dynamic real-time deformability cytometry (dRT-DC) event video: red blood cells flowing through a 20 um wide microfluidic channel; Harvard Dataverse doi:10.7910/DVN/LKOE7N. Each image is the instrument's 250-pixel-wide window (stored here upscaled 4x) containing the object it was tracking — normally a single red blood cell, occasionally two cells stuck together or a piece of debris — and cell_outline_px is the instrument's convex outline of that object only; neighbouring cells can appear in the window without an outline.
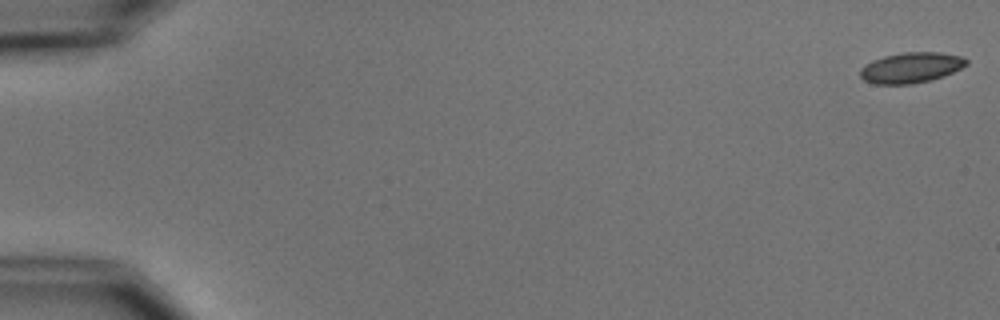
{"species": "common noctule bat (a hibernating species)", "species_latin": "Nyctalus noctula", "temperature_condition": "cold", "stored_images_in_passage": 7, "camera_frame_rate_fps": 3000, "um_per_image_px": 0.085, "animal": {"sex": "male", "body_mass_g": 15.6}, "frame": {"image": 1, "passage_image": 1, "time_ms": 0.0, "image_size_px": [1000, 320], "cell_outline_px": [[968, 64], [944, 76], [932, 80], [912, 84], [872, 84], [864, 80], [860, 76], [860, 68], [872, 60], [884, 56], [904, 52], [940, 52], [964, 56], [968, 60]], "centroid_in_image_um": [77.45, 5.75], "position_along_channel_um": 7.6, "area_um2": 19.07}}
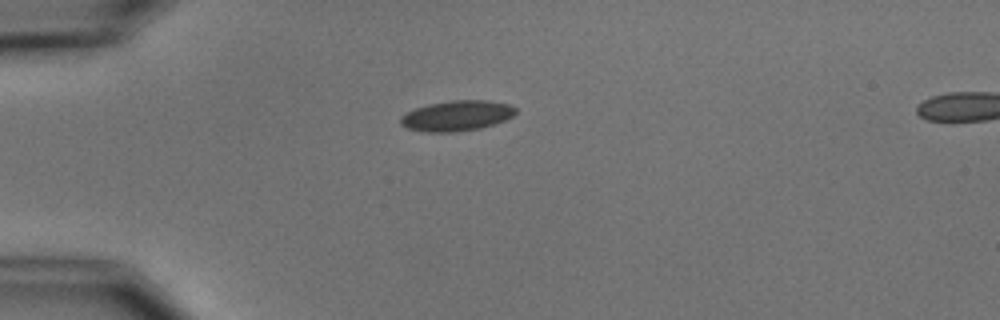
{"frame": {"image": 2, "passage_image": 5, "time_ms": 4.667, "image_size_px": [1000, 320], "cell_outline_px": [[516, 112], [512, 116], [504, 120], [480, 128], [452, 132], [428, 132], [408, 128], [400, 124], [400, 116], [416, 108], [428, 104], [452, 100], [488, 100], [512, 104], [516, 108]], "centroid_in_image_um": [38.84, 9.82], "position_along_channel_um": 46.2, "area_um2": 20.29}}